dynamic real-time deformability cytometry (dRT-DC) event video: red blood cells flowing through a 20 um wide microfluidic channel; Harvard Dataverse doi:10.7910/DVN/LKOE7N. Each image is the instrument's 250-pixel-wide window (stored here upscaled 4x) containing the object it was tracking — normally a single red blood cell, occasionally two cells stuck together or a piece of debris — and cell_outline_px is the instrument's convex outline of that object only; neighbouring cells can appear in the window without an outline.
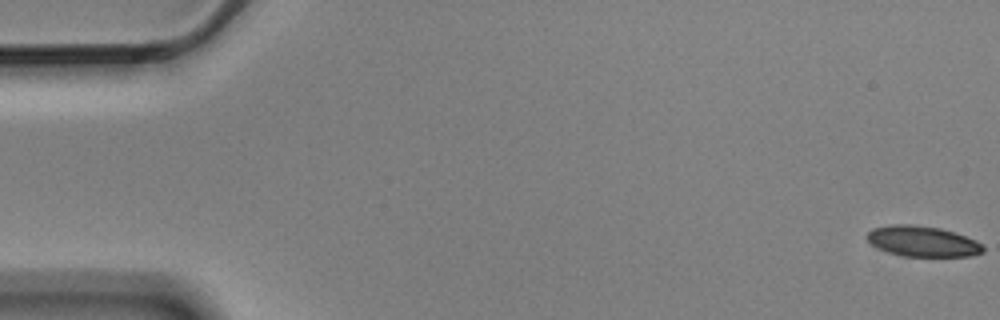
{"species": "Egyptian fruit bat (a non-hibernating species)", "species_latin": "Rousettus aegyptiacus", "temperature_condition": "cold", "stored_images_in_passage": 4, "camera_frame_rate_fps": 3000, "um_per_image_px": 0.085, "animal": {"sex": "male"}, "frame": {"image": 1, "passage_image": 1, "time_ms": 0.0, "image_size_px": [1000, 320], "cell_outline_px": [[984, 252], [972, 256], [904, 256], [888, 252], [872, 244], [864, 236], [872, 228], [892, 224], [916, 224], [940, 228], [976, 240], [984, 248]], "centroid_in_image_um": [78.4, 20.5], "position_along_channel_um": 6.6, "area_um2": 20.63}}
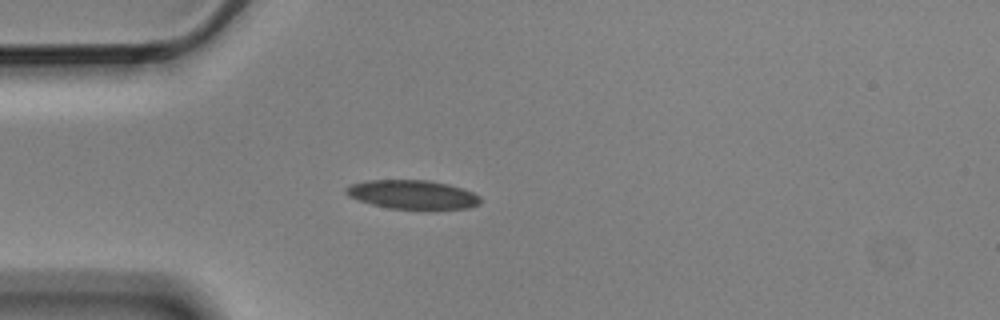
{"frame": {"image": 2, "passage_image": 3, "time_ms": 0.667, "image_size_px": [1000, 320], "cell_outline_px": [[480, 204], [468, 208], [428, 212], [388, 208], [372, 204], [348, 196], [344, 192], [344, 188], [352, 184], [364, 180], [428, 180], [448, 184], [472, 192], [480, 196]], "centroid_in_image_um": [35.09, 16.58], "position_along_channel_um": 49.9, "area_um2": 23.47}}